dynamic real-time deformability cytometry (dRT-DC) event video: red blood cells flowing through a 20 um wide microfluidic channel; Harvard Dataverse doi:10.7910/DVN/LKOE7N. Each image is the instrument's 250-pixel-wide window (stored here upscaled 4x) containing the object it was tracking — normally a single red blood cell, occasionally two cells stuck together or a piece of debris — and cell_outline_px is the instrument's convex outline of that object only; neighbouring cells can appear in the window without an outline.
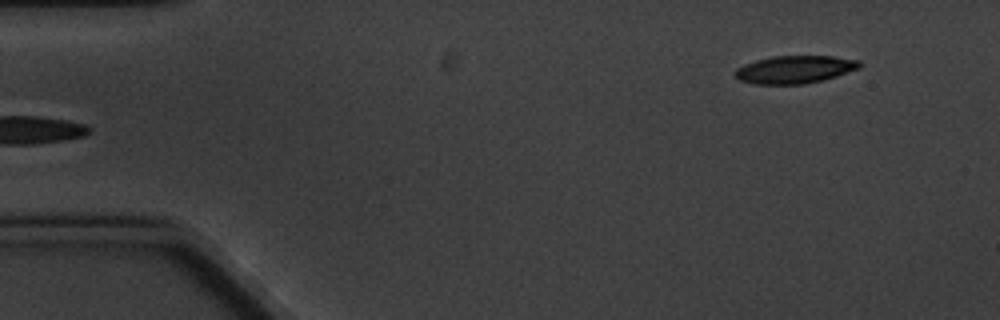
{"species": "common noctule bat (a hibernating species)", "species_latin": "Nyctalus noctula", "temperature_condition": "cold", "stored_images_in_passage": 5, "camera_frame_rate_fps": 3000, "um_per_image_px": 0.085, "animal": {"sex": "male", "body_mass_g": 20.1, "forearm_length_mm": 53.5}, "frame": {"image": 1, "passage_image": 5, "time_ms": 4.667, "image_size_px": [1000, 320], "cell_outline_px": [[860, 68], [824, 80], [804, 84], [752, 84], [740, 80], [732, 72], [736, 68], [744, 64], [756, 60], [772, 56], [832, 56], [860, 60]], "centroid_in_image_um": [67.53, 5.91], "position_along_channel_um": 17.5, "area_um2": 20.23}}